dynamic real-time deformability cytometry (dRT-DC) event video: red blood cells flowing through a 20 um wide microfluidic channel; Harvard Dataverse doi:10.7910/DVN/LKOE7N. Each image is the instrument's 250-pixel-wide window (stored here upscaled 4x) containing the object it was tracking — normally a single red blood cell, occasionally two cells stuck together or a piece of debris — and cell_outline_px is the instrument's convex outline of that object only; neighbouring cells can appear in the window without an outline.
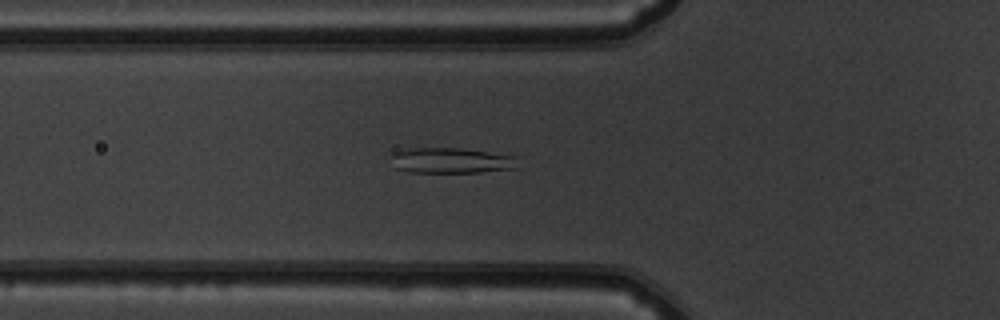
{"species": "common noctule bat (a hibernating species)", "species_latin": "Nyctalus noctula", "temperature_condition": "warm", "stored_images_in_passage": 52, "camera_frame_rate_fps": 3000, "um_per_image_px": 0.085, "animal": {"sex": "male", "body_mass_g": 19.5, "forearm_length_mm": 54.6}, "frame": {"image": 1, "passage_image": 18, "time_ms": 5.667, "image_size_px": [1000, 320], "cell_outline_px": [[520, 168], [480, 172], [408, 172], [396, 168], [392, 156], [396, 152], [404, 148], [460, 148], [520, 156]], "centroid_in_image_um": [38.49, 13.64], "position_along_channel_um": 87.3, "area_um2": 19.13}}
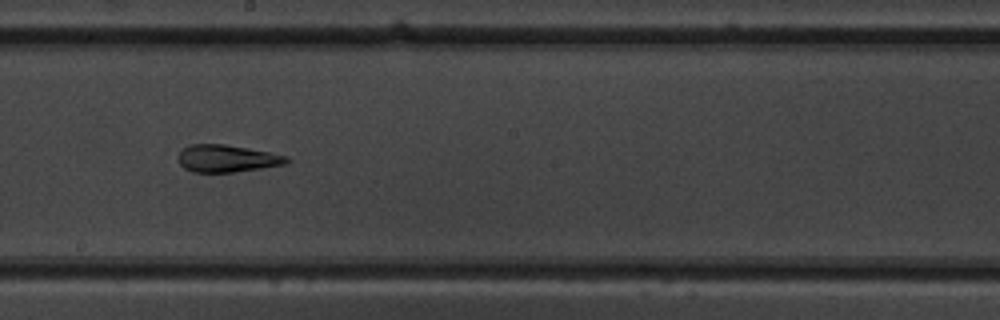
{"frame": {"image": 2, "passage_image": 29, "time_ms": 9.333, "image_size_px": [1000, 320], "cell_outline_px": [[288, 164], [232, 172], [192, 172], [184, 168], [180, 164], [180, 152], [184, 148], [192, 144], [224, 144], [248, 148], [288, 156]], "centroid_in_image_um": [19.31, 13.47], "position_along_channel_um": 228.9, "area_um2": 16.99}}
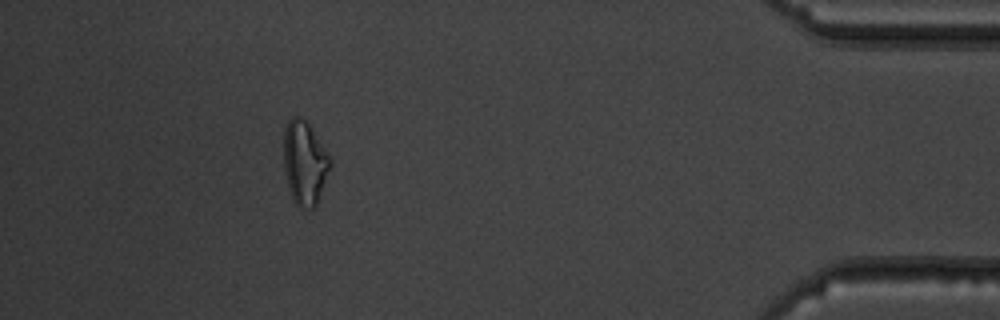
{"frame": {"image": 3, "passage_image": 47, "time_ms": 15.333, "image_size_px": [1000, 320], "cell_outline_px": [[332, 164], [316, 204], [312, 208], [300, 208], [292, 200], [288, 188], [284, 168], [284, 128], [288, 120], [292, 116], [300, 116], [312, 128], [332, 160]], "centroid_in_image_um": [25.88, 13.83], "position_along_channel_um": 409.3, "area_um2": 22.72}, "authors_computed_cell_mechanics": {"area_um2": 20.7213, "velocity_mm_per_s": 3.8605, "shape_relaxation_time_tau1_ms": 8.0484, "shape_relaxation_time_tau2_ms": 1.43, "deformation_change_tau1": 0.2324, "deformation_change_tau2": 0.0839}}